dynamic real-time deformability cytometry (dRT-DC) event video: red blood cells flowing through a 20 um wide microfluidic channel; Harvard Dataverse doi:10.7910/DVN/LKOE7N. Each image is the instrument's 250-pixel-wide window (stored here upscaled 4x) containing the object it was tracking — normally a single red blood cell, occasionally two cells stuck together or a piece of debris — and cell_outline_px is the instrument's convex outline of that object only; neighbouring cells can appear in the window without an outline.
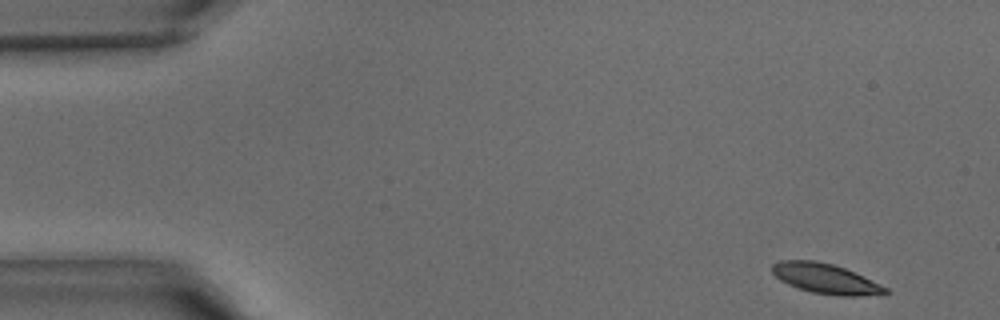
{"species": "common noctule bat (a hibernating species)", "species_latin": "Nyctalus noctula", "temperature_condition": "warm", "stored_images_in_passage": 39, "camera_frame_rate_fps": 3000, "um_per_image_px": 0.085, "animal": {"sex": "male", "body_mass_g": 15.6}, "frame": {"image": 1, "passage_image": 1, "time_ms": 0.0, "image_size_px": [1000, 320], "cell_outline_px": [[888, 292], [860, 296], [836, 296], [812, 292], [788, 284], [780, 280], [772, 272], [772, 264], [780, 260], [816, 260], [832, 264], [856, 272], [888, 288]], "centroid_in_image_um": [70.16, 23.67], "position_along_channel_um": 14.8, "area_um2": 19.71}}
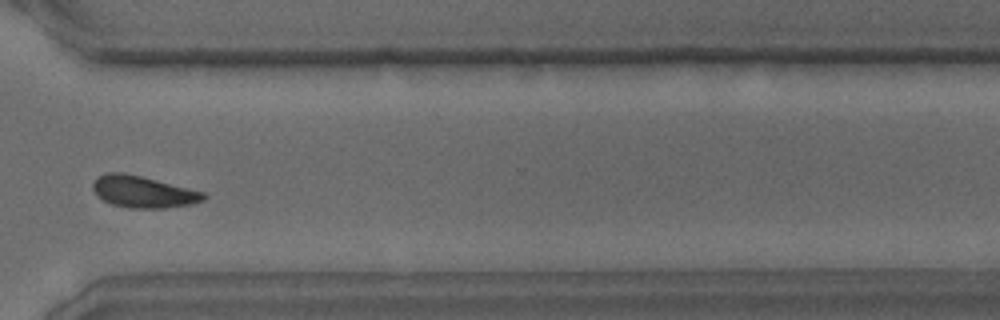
{"frame": {"image": 2, "passage_image": 29, "time_ms": 9.333, "image_size_px": [1000, 320], "cell_outline_px": [[208, 196], [204, 200], [192, 204], [164, 208], [128, 208], [112, 204], [96, 196], [92, 188], [92, 184], [96, 176], [104, 172], [124, 172], [204, 192]], "centroid_in_image_um": [12.12, 16.3], "position_along_channel_um": 358.5, "area_um2": 20.58}}
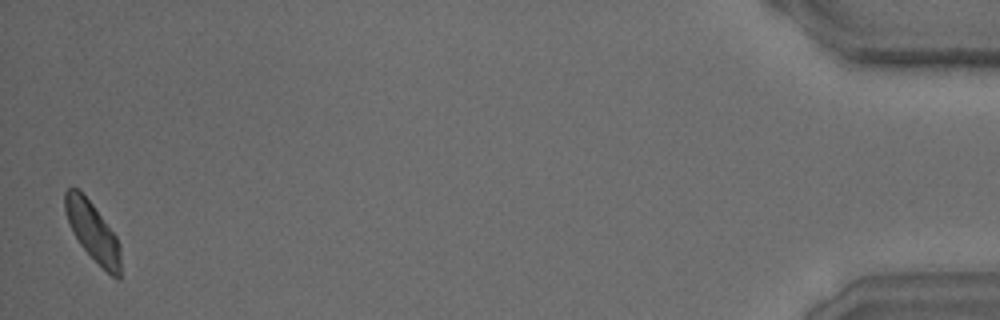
{"frame": {"image": 3, "passage_image": 39, "time_ms": 12.667, "image_size_px": [1000, 320], "cell_outline_px": [[120, 280], [116, 280], [80, 244], [68, 220], [64, 208], [64, 192], [68, 188], [76, 188], [92, 204], [116, 236], [120, 244]], "centroid_in_image_um": [7.9, 19.69], "position_along_channel_um": 427.3, "area_um2": 18.44}}